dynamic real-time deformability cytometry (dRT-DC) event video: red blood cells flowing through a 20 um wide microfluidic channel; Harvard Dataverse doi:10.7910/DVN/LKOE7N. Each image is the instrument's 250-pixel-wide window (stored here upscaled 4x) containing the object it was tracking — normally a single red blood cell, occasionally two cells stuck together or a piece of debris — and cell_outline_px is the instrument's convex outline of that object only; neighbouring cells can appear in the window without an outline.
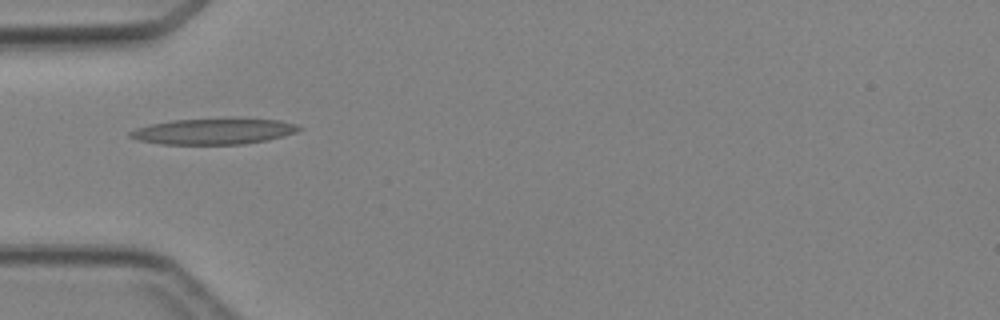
{"species": "Egyptian fruit bat (a non-hibernating species)", "species_latin": "Rousettus aegyptiacus", "temperature_condition": "cold", "stored_images_in_passage": 12, "camera_frame_rate_fps": 3000, "um_per_image_px": 0.085, "animal": {"sex": "female"}, "frame": {"image": 1, "passage_image": 1, "time_ms": 0.0, "image_size_px": [1000, 320], "cell_outline_px": [[304, 128], [296, 132], [268, 140], [244, 144], [160, 144], [136, 140], [128, 136], [128, 132], [136, 128], [148, 124], [172, 120], [232, 116], [280, 120], [296, 124]], "centroid_in_image_um": [18.17, 11.12], "position_along_channel_um": 66.8, "area_um2": 26.59}}
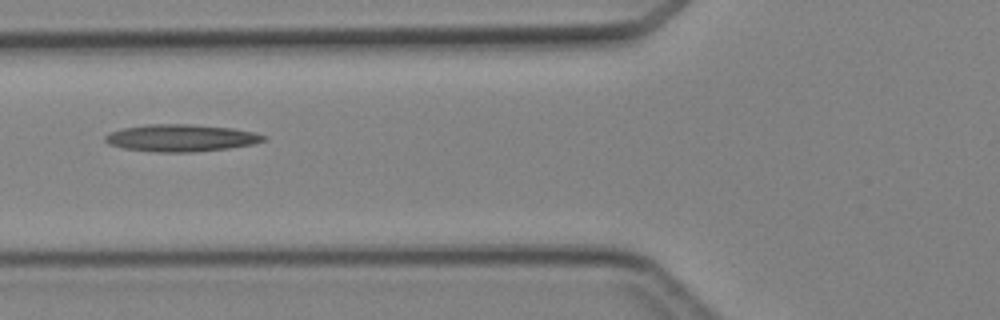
{"frame": {"image": 2, "passage_image": 4, "time_ms": 1.0, "image_size_px": [1000, 320], "cell_outline_px": [[268, 140], [252, 144], [228, 148], [192, 152], [156, 152], [124, 148], [108, 144], [104, 140], [104, 136], [112, 132], [124, 128], [148, 124], [188, 124], [232, 128], [256, 132], [268, 136]], "centroid_in_image_um": [15.43, 11.72], "position_along_channel_um": 110.4, "area_um2": 25.03}}
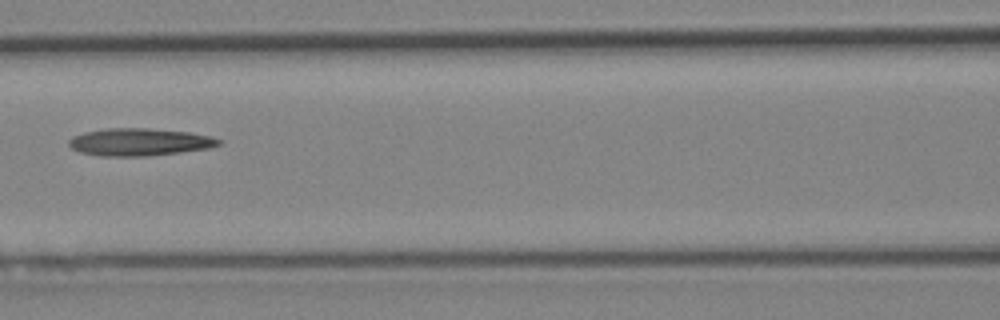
{"frame": {"image": 3, "passage_image": 7, "time_ms": 2.0, "image_size_px": [1000, 320], "cell_outline_px": [[220, 144], [208, 148], [180, 152], [148, 156], [100, 156], [80, 152], [72, 148], [68, 144], [68, 140], [72, 136], [84, 132], [108, 128], [148, 128], [188, 132], [208, 136], [220, 140]], "centroid_in_image_um": [11.79, 12.07], "position_along_channel_um": 154.8, "area_um2": 23.81}}